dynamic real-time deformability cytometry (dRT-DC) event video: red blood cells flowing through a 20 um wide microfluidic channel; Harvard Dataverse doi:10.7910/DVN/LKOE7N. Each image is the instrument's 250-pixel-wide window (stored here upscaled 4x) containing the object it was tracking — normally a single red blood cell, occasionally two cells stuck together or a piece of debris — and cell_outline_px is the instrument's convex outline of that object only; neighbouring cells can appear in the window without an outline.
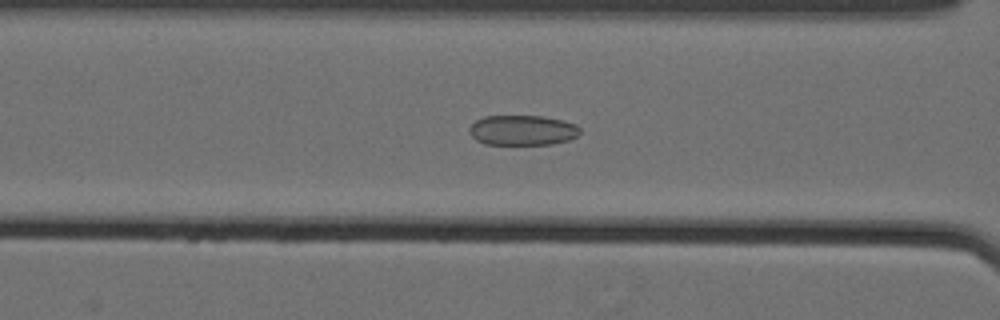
{"species": "Egyptian fruit bat (a non-hibernating species)", "species_latin": "Rousettus aegyptiacus", "temperature_condition": "cold", "stored_images_in_passage": 56, "camera_frame_rate_fps": 3000, "um_per_image_px": 0.085, "animal": {"sex": "female"}, "frame": {"image": 1, "passage_image": 23, "time_ms": 7.333, "image_size_px": [1000, 320], "cell_outline_px": [[580, 132], [576, 136], [568, 140], [552, 144], [484, 144], [476, 140], [468, 132], [468, 128], [476, 120], [484, 116], [544, 116], [576, 124], [580, 128]], "centroid_in_image_um": [44.38, 11.07], "position_along_channel_um": 122.2, "area_um2": 19.42}}
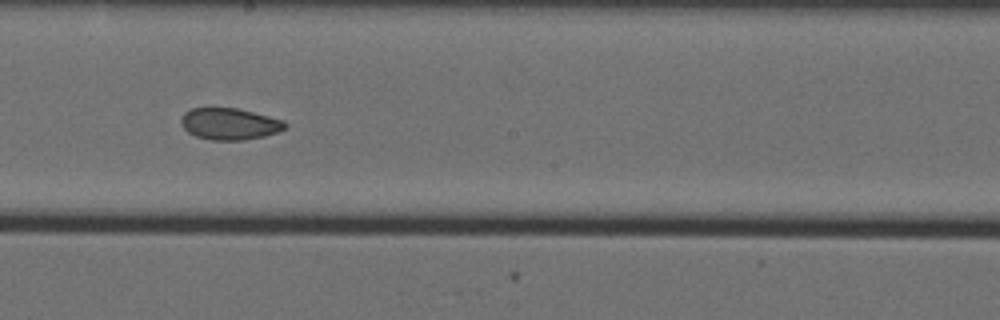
{"frame": {"image": 2, "passage_image": 32, "time_ms": 10.333, "image_size_px": [1000, 320], "cell_outline_px": [[288, 128], [280, 132], [264, 136], [244, 140], [212, 140], [196, 136], [188, 132], [184, 128], [180, 120], [184, 112], [192, 108], [236, 108], [284, 120], [288, 124]], "centroid_in_image_um": [19.55, 10.53], "position_along_channel_um": 228.6, "area_um2": 19.25}}
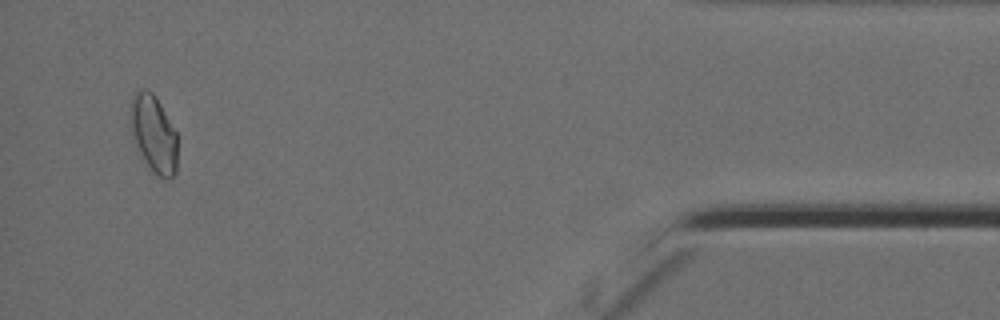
{"frame": {"image": 3, "passage_image": 53, "time_ms": 17.333, "image_size_px": [1000, 320], "cell_outline_px": [[176, 172], [168, 180], [164, 180], [152, 172], [144, 164], [136, 152], [128, 128], [128, 112], [132, 92], [144, 88], [148, 88], [156, 96], [176, 132]], "centroid_in_image_um": [12.96, 11.37], "position_along_channel_um": 422.2, "area_um2": 22.48}}